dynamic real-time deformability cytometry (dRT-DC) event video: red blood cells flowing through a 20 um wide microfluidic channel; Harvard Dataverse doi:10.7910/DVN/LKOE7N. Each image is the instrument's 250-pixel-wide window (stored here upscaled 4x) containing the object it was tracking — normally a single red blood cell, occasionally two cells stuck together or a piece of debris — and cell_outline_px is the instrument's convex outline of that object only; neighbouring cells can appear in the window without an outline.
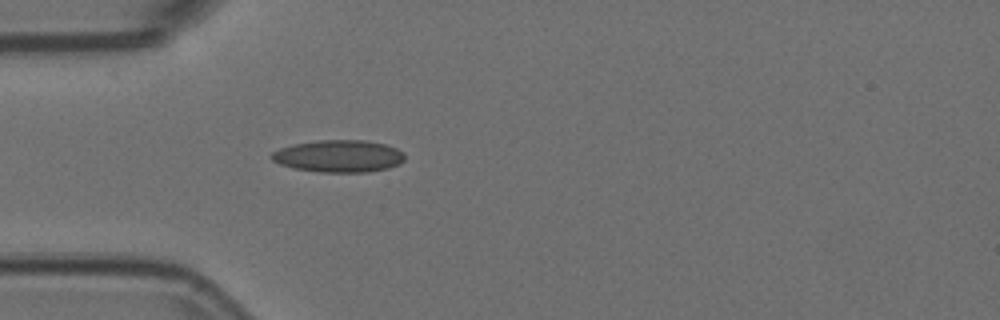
{"species": "Egyptian fruit bat (a non-hibernating species)", "species_latin": "Rousettus aegyptiacus", "temperature_condition": "room temperature", "stored_images_in_passage": 5, "camera_frame_rate_fps": 3000, "um_per_image_px": 0.085, "animal": {"sex": "female"}, "frame": {"image": 1, "passage_image": 5, "time_ms": 1.333, "image_size_px": [1000, 320], "cell_outline_px": [[404, 160], [400, 164], [388, 168], [368, 172], [320, 172], [292, 168], [280, 164], [272, 160], [268, 156], [272, 152], [280, 148], [292, 144], [316, 140], [364, 140], [388, 144], [404, 152]], "centroid_in_image_um": [28.79, 13.26], "position_along_channel_um": 56.2, "area_um2": 25.32}}